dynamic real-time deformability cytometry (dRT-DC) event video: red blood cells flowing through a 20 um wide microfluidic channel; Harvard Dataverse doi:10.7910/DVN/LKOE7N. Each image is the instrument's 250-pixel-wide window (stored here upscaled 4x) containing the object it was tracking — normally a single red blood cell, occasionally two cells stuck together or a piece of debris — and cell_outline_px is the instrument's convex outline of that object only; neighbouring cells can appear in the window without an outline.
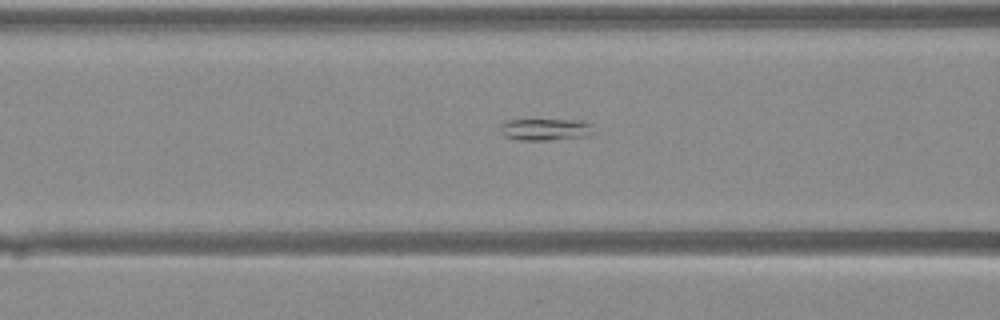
{"species": "Egyptian fruit bat (a non-hibernating species)", "species_latin": "Rousettus aegyptiacus", "temperature_condition": "warm", "stored_images_in_passage": 40, "segment_of_instrument_passage": [2, 3], "camera_frame_rate_fps": 3000, "um_per_image_px": 0.085, "animal": {"sex": "female"}, "frame": {"image": 1, "passage_image": 19, "time_ms": 6.0, "image_size_px": [1000, 320], "cell_outline_px": [[592, 132], [588, 136], [548, 140], [520, 140], [508, 136], [500, 132], [500, 124], [508, 120], [576, 120], [592, 124]], "centroid_in_image_um": [46.35, 11.0], "position_along_channel_um": 120.2, "area_um2": 11.68}}
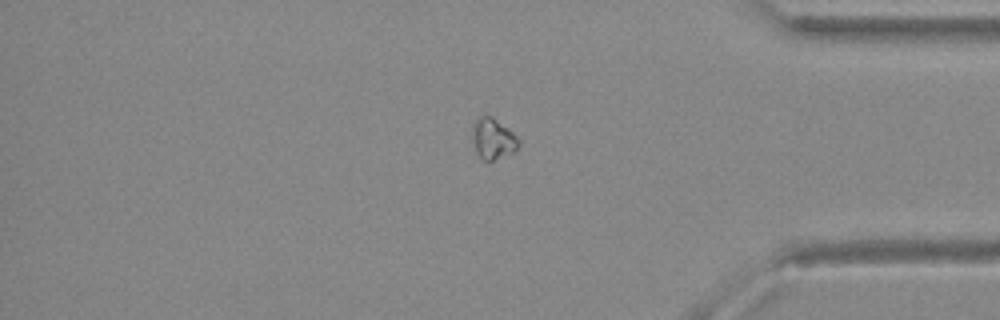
{"frame": {"image": 2, "passage_image": 37, "time_ms": 12.0, "image_size_px": [1000, 320], "cell_outline_px": [[520, 144], [512, 152], [492, 160], [484, 160], [476, 152], [472, 140], [472, 124], [480, 116], [492, 116], [512, 132], [520, 140]], "centroid_in_image_um": [41.88, 11.77], "position_along_channel_um": 393.3, "area_um2": 10.81}}